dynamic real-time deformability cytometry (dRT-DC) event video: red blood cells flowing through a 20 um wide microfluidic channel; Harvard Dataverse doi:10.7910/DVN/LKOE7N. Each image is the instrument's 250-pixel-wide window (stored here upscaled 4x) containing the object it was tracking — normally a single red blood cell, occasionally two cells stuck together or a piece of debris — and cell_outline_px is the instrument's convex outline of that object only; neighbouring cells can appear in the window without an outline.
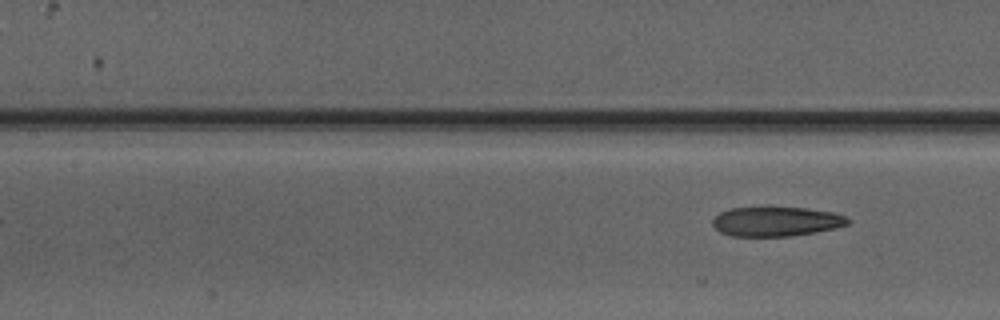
{"species": "Egyptian fruit bat (a non-hibernating species)", "species_latin": "Rousettus aegyptiacus", "temperature_condition": "warm", "stored_images_in_passage": 6, "segment_of_instrument_passage": [2, 2], "camera_frame_rate_fps": 3000, "um_per_image_px": 0.085, "animal": {"sex": "male"}, "frame": {"image": 1, "passage_image": 6, "time_ms": 6.333, "image_size_px": [1000, 320], "cell_outline_px": [[852, 220], [848, 224], [836, 228], [792, 236], [732, 236], [720, 232], [712, 224], [712, 220], [720, 212], [732, 208], [804, 208], [832, 212], [848, 216]], "centroid_in_image_um": [66.01, 18.83], "position_along_channel_um": 141.4, "area_um2": 23.12}}